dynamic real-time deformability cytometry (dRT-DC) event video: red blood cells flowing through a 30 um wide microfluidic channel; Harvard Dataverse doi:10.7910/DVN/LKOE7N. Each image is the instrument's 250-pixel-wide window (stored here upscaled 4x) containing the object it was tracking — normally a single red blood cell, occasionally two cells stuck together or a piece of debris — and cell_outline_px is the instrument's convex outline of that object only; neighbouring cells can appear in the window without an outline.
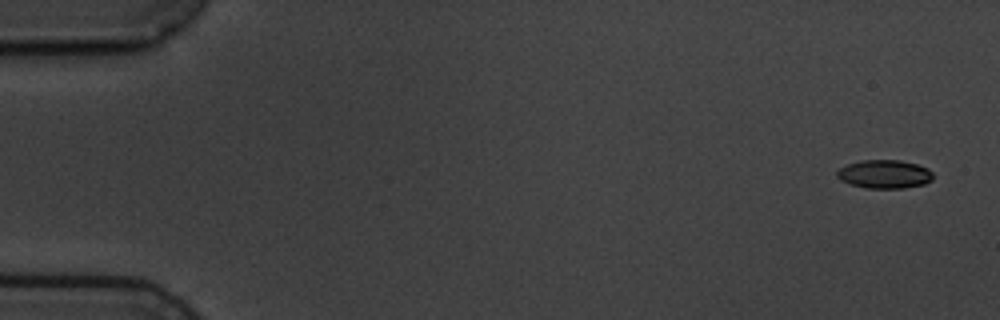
{"species": "common noctule bat (a hibernating species)", "species_latin": "Nyctalus noctula", "temperature_condition": "cold", "stored_images_in_passage": 6, "camera_frame_rate_fps": 3000, "um_per_image_px": 0.085, "animal": {"sex": "male", "body_mass_g": 19.5, "forearm_length_mm": 54.6}, "frame": {"image": 1, "passage_image": 1, "time_ms": 0.0, "image_size_px": [1000, 320], "cell_outline_px": [[932, 180], [924, 184], [904, 188], [868, 188], [848, 184], [840, 180], [836, 176], [836, 172], [840, 168], [848, 164], [860, 160], [900, 160], [916, 164], [928, 168], [932, 172]], "centroid_in_image_um": [75.16, 14.8], "position_along_channel_um": 9.8, "area_um2": 16.01}}
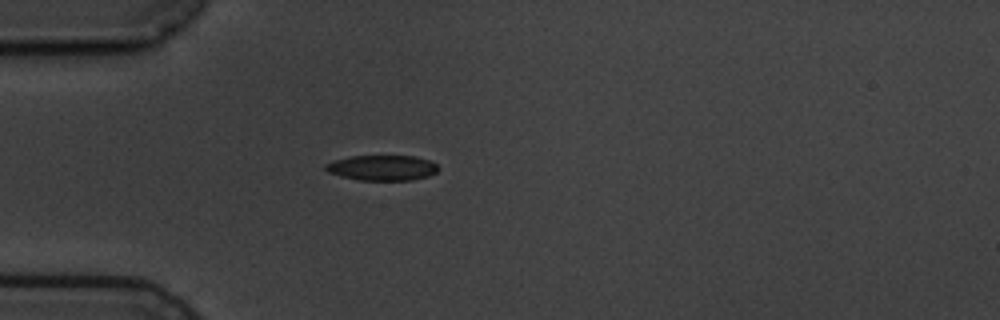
{"frame": {"image": 2, "passage_image": 5, "time_ms": 4.667, "image_size_px": [1000, 320], "cell_outline_px": [[440, 168], [436, 172], [428, 176], [412, 180], [360, 180], [340, 176], [328, 172], [324, 168], [324, 164], [332, 160], [348, 156], [412, 156], [432, 160]], "centroid_in_image_um": [32.47, 14.25], "position_along_channel_um": 52.5, "area_um2": 16.82}}